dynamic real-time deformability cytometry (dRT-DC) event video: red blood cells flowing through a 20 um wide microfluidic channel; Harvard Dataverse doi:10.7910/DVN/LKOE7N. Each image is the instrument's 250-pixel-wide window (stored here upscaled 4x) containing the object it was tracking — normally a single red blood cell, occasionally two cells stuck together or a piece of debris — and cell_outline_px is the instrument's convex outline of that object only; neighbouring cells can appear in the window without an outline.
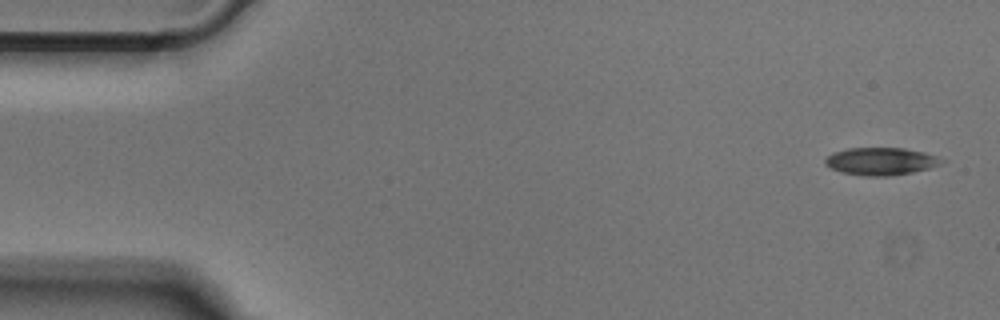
{"species": "Egyptian fruit bat (a non-hibernating species)", "species_latin": "Rousettus aegyptiacus", "temperature_condition": "cold", "stored_images_in_passage": 50, "camera_frame_rate_fps": 3000, "um_per_image_px": 0.085, "animal": {"sex": "male"}, "frame": {"image": 1, "passage_image": 1, "time_ms": 0.0, "image_size_px": [1000, 320], "cell_outline_px": [[948, 160], [940, 164], [928, 168], [912, 172], [888, 176], [864, 176], [840, 172], [824, 164], [824, 160], [832, 152], [848, 148], [904, 148], [924, 152], [940, 156]], "centroid_in_image_um": [74.89, 13.7], "position_along_channel_um": 10.1, "area_um2": 18.84}}
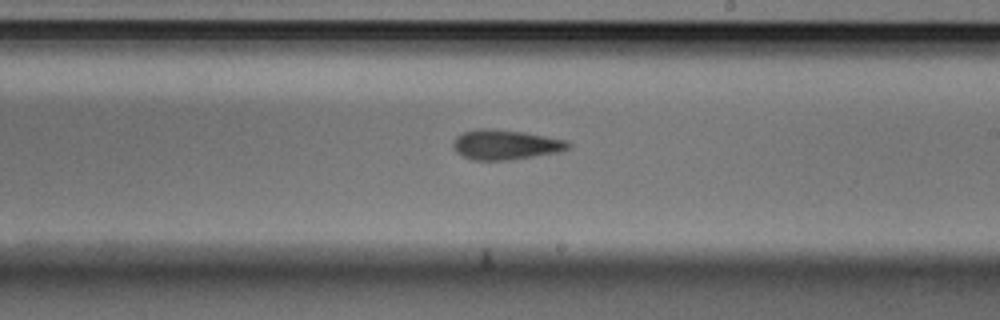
{"frame": {"image": 2, "passage_image": 28, "time_ms": 9.0, "image_size_px": [1000, 320], "cell_outline_px": [[572, 148], [560, 152], [508, 160], [472, 160], [456, 152], [452, 144], [456, 136], [464, 132], [484, 128], [492, 128], [524, 132], [568, 140], [572, 144]], "centroid_in_image_um": [43.02, 12.3], "position_along_channel_um": 246.0, "area_um2": 20.17}}
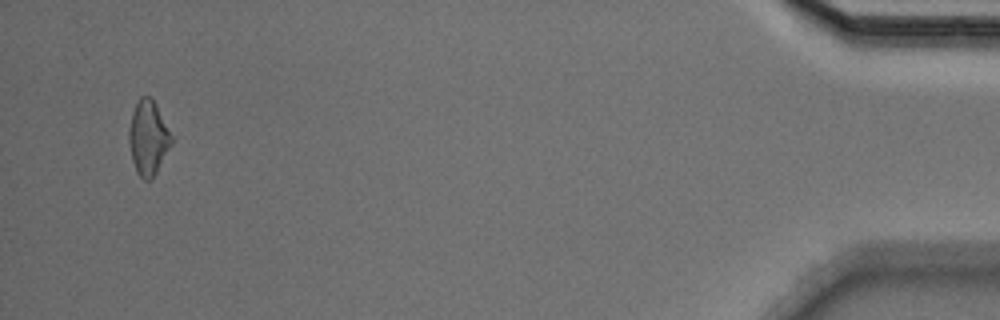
{"frame": {"image": 3, "passage_image": 48, "time_ms": 15.667, "image_size_px": [1000, 320], "cell_outline_px": [[172, 144], [152, 180], [144, 180], [136, 172], [132, 160], [128, 140], [128, 128], [132, 112], [140, 96], [152, 96], [172, 136]], "centroid_in_image_um": [12.58, 11.71], "position_along_channel_um": 422.6, "area_um2": 18.55}}